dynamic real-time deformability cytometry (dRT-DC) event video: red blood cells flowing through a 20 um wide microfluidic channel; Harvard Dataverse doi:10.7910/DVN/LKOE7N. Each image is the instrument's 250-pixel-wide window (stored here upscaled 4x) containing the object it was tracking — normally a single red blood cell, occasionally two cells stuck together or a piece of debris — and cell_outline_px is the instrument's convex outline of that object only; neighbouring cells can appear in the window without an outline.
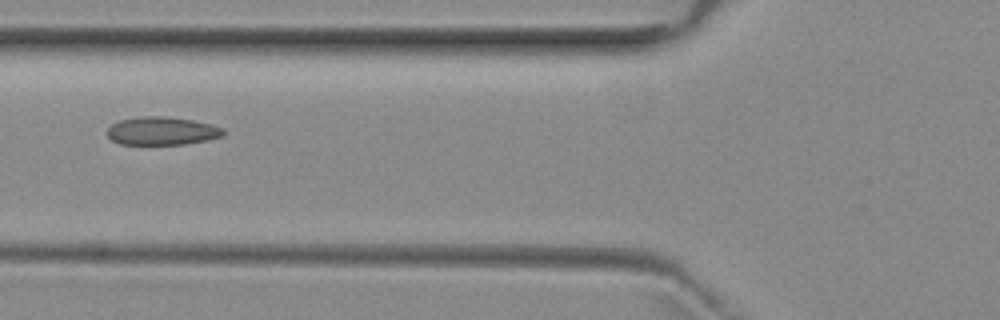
{"species": "common noctule bat (a hibernating species)", "species_latin": "Nyctalus noctula", "temperature_condition": "room temperature", "stored_images_in_passage": 5, "camera_frame_rate_fps": 3000, "um_per_image_px": 0.085, "animal": {"sex": "female", "body_mass_g": 29.2, "forearm_length_mm": 56.3}, "frame": {"image": 1, "passage_image": 4, "time_ms": 3.667, "image_size_px": [1000, 320], "cell_outline_px": [[224, 132], [220, 136], [208, 140], [184, 144], [120, 144], [112, 140], [108, 136], [108, 128], [112, 124], [120, 120], [140, 116], [168, 116], [192, 120], [212, 124], [224, 128]], "centroid_in_image_um": [13.77, 11.12], "position_along_channel_um": 112.0, "area_um2": 19.02}}
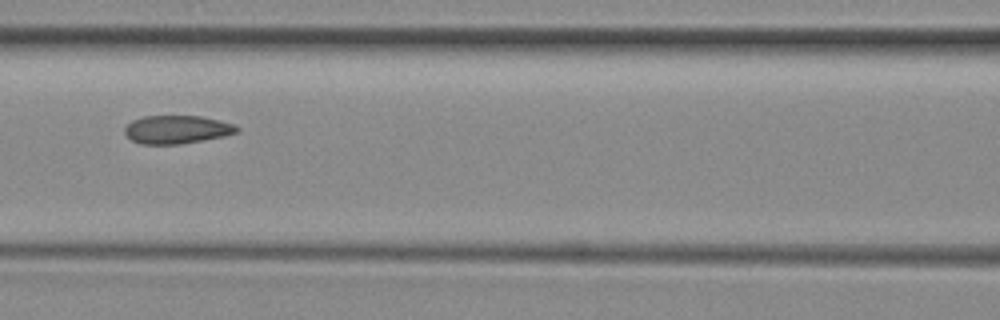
{"frame": {"image": 2, "passage_image": 5, "time_ms": 4.667, "image_size_px": [1000, 320], "cell_outline_px": [[240, 128], [236, 132], [224, 136], [180, 144], [140, 144], [132, 140], [124, 132], [124, 128], [132, 120], [144, 116], [200, 116], [220, 120], [236, 124]], "centroid_in_image_um": [15.04, 11.0], "position_along_channel_um": 151.6, "area_um2": 18.44}}